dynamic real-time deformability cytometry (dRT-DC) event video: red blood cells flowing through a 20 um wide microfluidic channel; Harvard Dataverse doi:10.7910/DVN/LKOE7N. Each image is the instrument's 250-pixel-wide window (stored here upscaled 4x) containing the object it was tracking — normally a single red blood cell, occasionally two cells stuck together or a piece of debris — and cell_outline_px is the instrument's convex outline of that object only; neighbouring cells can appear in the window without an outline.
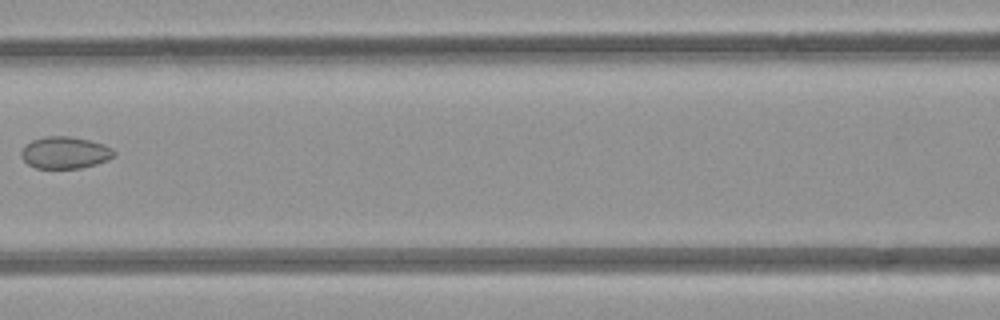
{"species": "common noctule bat (a hibernating species)", "species_latin": "Nyctalus noctula", "temperature_condition": "room temperature", "stored_images_in_passage": 5, "camera_frame_rate_fps": 3000, "um_per_image_px": 0.085, "animal": {"sex": "female", "body_mass_g": 21.9}, "frame": {"image": 1, "passage_image": 5, "time_ms": 4.667, "image_size_px": [1000, 320], "cell_outline_px": [[116, 156], [108, 160], [96, 164], [80, 168], [36, 168], [28, 164], [20, 156], [20, 152], [24, 144], [32, 140], [44, 136], [68, 136], [88, 140], [104, 144], [112, 148], [116, 152]], "centroid_in_image_um": [5.52, 12.97], "position_along_channel_um": 161.1, "area_um2": 17.46}}